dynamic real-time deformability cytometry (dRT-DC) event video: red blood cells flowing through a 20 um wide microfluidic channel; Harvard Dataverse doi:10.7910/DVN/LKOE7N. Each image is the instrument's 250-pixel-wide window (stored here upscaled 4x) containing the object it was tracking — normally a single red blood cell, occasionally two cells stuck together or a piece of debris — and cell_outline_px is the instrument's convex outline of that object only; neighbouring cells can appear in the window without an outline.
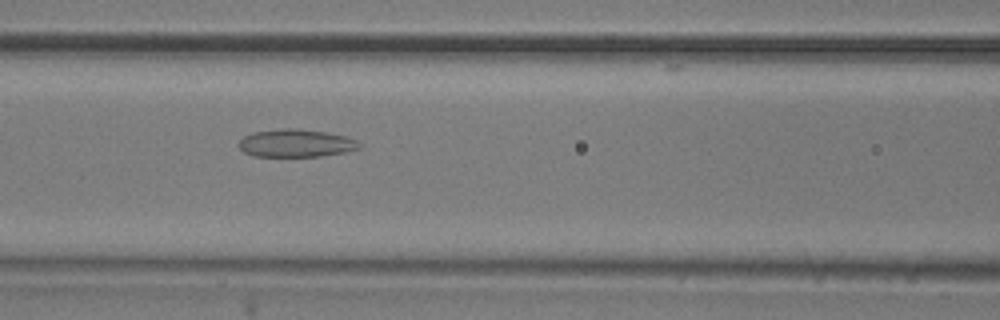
{"species": "common noctule bat (a hibernating species)", "species_latin": "Nyctalus noctula", "temperature_condition": "room temperature", "stored_images_in_passage": 15, "camera_frame_rate_fps": 3000, "um_per_image_px": 0.085, "animal": {"sex": "male", "body_mass_g": 20.5, "forearm_length_mm": 52.5}, "frame": {"image": 1, "passage_image": 7, "time_ms": 2.0, "image_size_px": [1000, 320], "cell_outline_px": [[360, 148], [344, 152], [320, 156], [252, 156], [244, 152], [236, 144], [244, 136], [256, 132], [280, 128], [296, 128], [324, 132], [348, 136], [356, 140], [360, 144]], "centroid_in_image_um": [25.14, 12.17], "position_along_channel_um": 141.5, "area_um2": 19.48}}
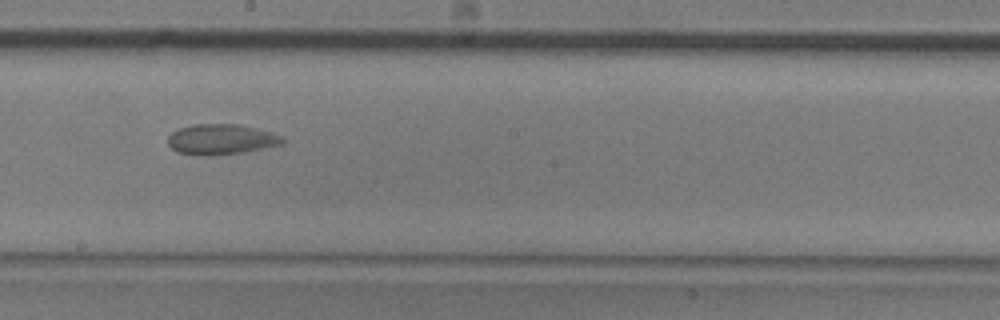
{"frame": {"image": 2, "passage_image": 9, "time_ms": 2.667, "image_size_px": [1000, 320], "cell_outline_px": [[284, 144], [244, 152], [208, 156], [204, 156], [176, 152], [168, 144], [168, 136], [176, 128], [192, 124], [240, 124], [272, 132], [284, 136]], "centroid_in_image_um": [18.8, 11.84], "position_along_channel_um": 229.4, "area_um2": 20.63}}
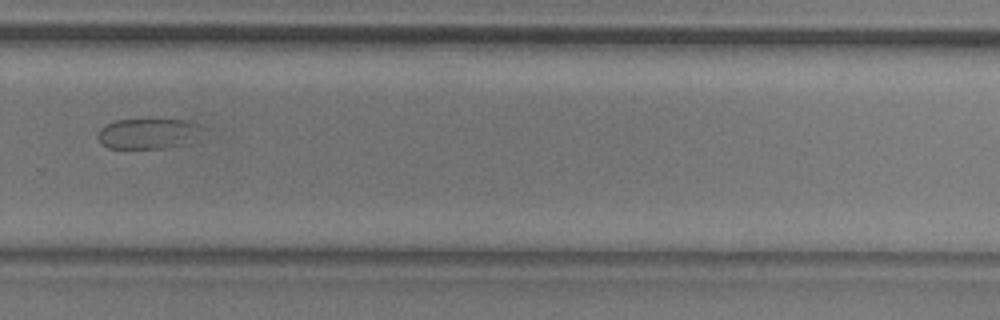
{"frame": {"image": 3, "passage_image": 11, "time_ms": 3.333, "image_size_px": [1000, 320], "cell_outline_px": [[208, 128], [180, 144], [168, 148], [108, 148], [100, 144], [96, 136], [100, 128], [104, 124], [116, 120], [184, 120], [200, 124]], "centroid_in_image_um": [12.51, 11.35], "position_along_channel_um": 317.3, "area_um2": 18.44}}